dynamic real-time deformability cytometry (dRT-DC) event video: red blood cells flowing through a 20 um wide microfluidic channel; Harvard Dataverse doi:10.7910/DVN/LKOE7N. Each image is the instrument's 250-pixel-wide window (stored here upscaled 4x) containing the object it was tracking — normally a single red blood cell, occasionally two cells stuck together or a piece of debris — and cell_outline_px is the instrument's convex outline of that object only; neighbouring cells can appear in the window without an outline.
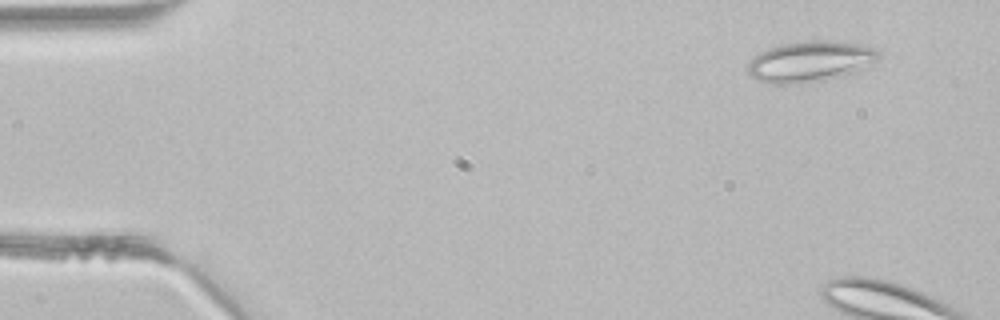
{"species": "common noctule bat (a hibernating species)", "species_latin": "Nyctalus noctula", "temperature_condition": "room temperature", "stored_images_in_passage": 3, "camera_frame_rate_fps": 3000, "um_per_image_px": 0.085, "animal": {"sex": "male", "body_mass_g": 21.5, "forearm_length_mm": 52.0}, "frame": {"image": 1, "passage_image": 1, "time_ms": 0.0, "image_size_px": [1000, 320], "cell_outline_px": [[880, 56], [876, 60], [844, 76], [824, 80], [788, 84], [772, 84], [756, 80], [748, 76], [748, 64], [760, 52], [768, 48], [780, 44], [820, 40], [856, 44], [876, 48], [880, 52]], "centroid_in_image_um": [68.82, 5.24], "position_along_channel_um": 16.2, "area_um2": 30.63}}